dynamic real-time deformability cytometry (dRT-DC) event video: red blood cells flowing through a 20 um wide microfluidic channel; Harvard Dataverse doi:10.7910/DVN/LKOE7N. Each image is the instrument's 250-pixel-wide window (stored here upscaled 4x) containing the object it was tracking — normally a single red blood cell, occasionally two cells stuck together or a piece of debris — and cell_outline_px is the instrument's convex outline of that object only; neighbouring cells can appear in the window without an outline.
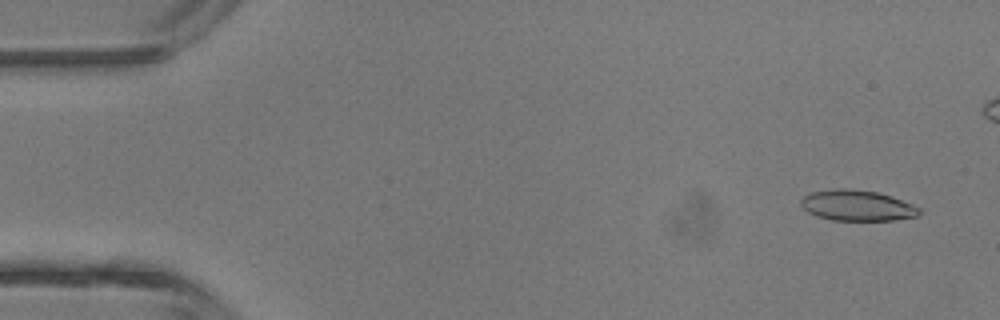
{"species": "common noctule bat (a hibernating species)", "species_latin": "Nyctalus noctula", "temperature_condition": "room temperature", "stored_images_in_passage": 5, "camera_frame_rate_fps": 3000, "um_per_image_px": 0.085, "animal": {"sex": "male", "body_mass_g": 13.3}, "frame": {"image": 1, "passage_image": 1, "time_ms": 0.0, "image_size_px": [1000, 320], "cell_outline_px": [[920, 212], [916, 216], [892, 220], [832, 220], [816, 216], [808, 212], [800, 204], [800, 200], [804, 196], [812, 192], [836, 188], [848, 188], [876, 192], [892, 196], [912, 204], [920, 208]], "centroid_in_image_um": [72.83, 17.46], "position_along_channel_um": 12.2, "area_um2": 21.1}}